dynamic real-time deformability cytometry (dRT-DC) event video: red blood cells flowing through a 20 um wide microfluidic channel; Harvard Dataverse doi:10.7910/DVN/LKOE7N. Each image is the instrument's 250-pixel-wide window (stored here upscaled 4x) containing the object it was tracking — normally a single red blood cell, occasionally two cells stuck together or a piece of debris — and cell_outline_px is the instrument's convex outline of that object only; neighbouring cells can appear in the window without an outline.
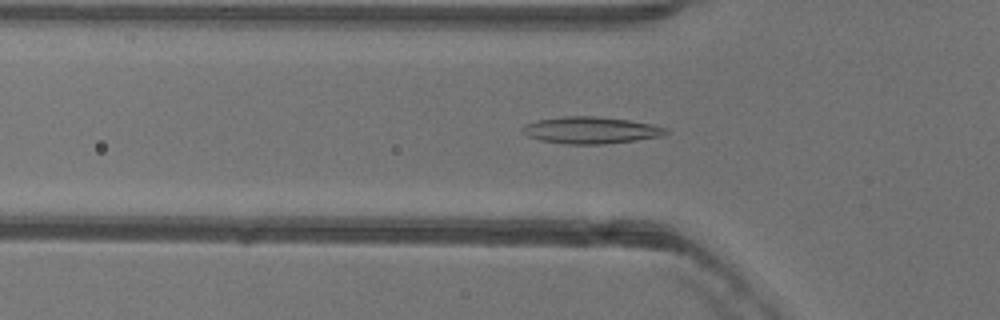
{"species": "common noctule bat (a hibernating species)", "species_latin": "Nyctalus noctula", "temperature_condition": "warm", "stored_images_in_passage": 38, "camera_frame_rate_fps": 3000, "um_per_image_px": 0.085, "animal": {"sex": "female"}, "frame": {"image": 1, "passage_image": 4, "time_ms": 1.0, "image_size_px": [1000, 320], "cell_outline_px": [[668, 132], [664, 136], [636, 140], [604, 144], [564, 144], [540, 140], [528, 136], [520, 132], [520, 128], [524, 124], [536, 120], [564, 116], [596, 116], [628, 120], [652, 124], [668, 128]], "centroid_in_image_um": [50.19, 11.07], "position_along_channel_um": 75.6, "area_um2": 22.66}}
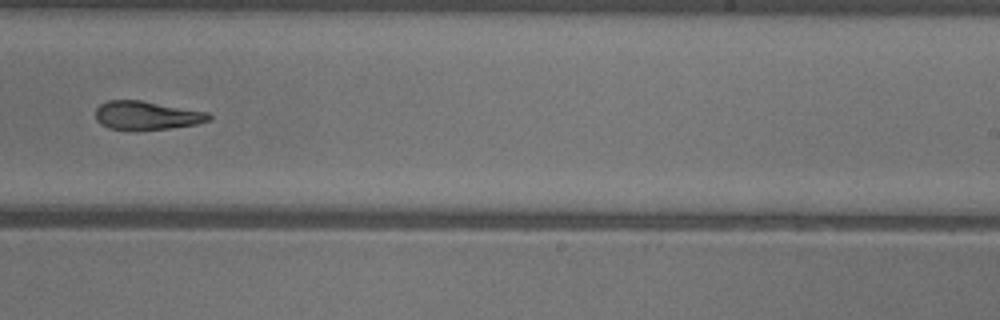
{"frame": {"image": 2, "passage_image": 19, "time_ms": 6.0, "image_size_px": [1000, 320], "cell_outline_px": [[212, 120], [196, 124], [168, 128], [108, 128], [100, 124], [96, 120], [96, 108], [100, 104], [108, 100], [140, 100], [208, 112], [212, 116]], "centroid_in_image_um": [12.48, 9.78], "position_along_channel_um": 276.5, "area_um2": 18.44}}
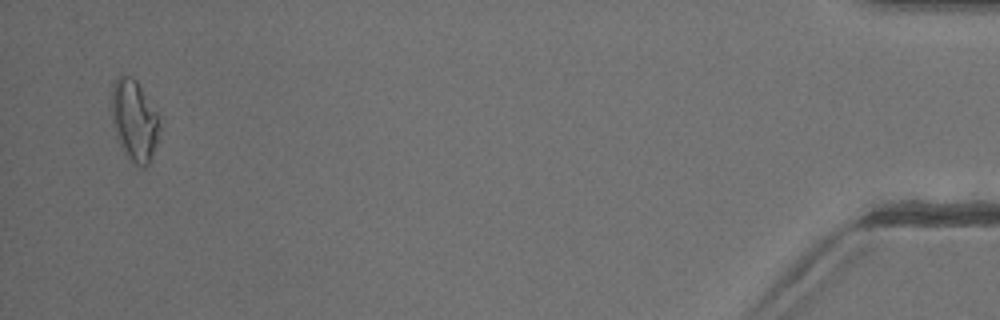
{"frame": {"image": 3, "passage_image": 37, "time_ms": 12.0, "image_size_px": [1000, 320], "cell_outline_px": [[160, 136], [148, 164], [144, 168], [132, 164], [120, 144], [116, 136], [112, 120], [112, 84], [116, 76], [132, 76], [136, 80], [160, 116]], "centroid_in_image_um": [11.44, 10.24], "position_along_channel_um": 423.8, "area_um2": 22.95}, "authors_computed_cell_mechanics": {"area_um2": 19.8832, "velocity_mm_per_s": 4.0083, "shape_relaxation_time_tau1_ms": 9.8433, "shape_relaxation_time_tau2_ms": 5.5861, "deformation_change_tau1": 0.2333, "deformation_change_tau2": 0.1462}}